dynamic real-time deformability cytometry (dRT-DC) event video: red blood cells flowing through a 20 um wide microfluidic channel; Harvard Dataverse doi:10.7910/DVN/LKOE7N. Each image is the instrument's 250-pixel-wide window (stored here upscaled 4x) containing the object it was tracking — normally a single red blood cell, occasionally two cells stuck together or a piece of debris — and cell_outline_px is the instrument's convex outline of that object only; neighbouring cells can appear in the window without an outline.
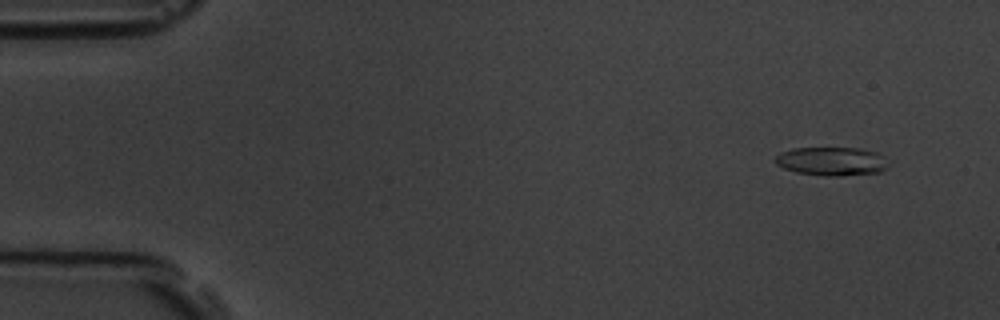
{"species": "common noctule bat (a hibernating species)", "species_latin": "Nyctalus noctula", "temperature_condition": "room temperature", "stored_images_in_passage": 9, "camera_frame_rate_fps": 3000, "um_per_image_px": 0.085, "animal": {"sex": "male", "body_mass_g": 19.5, "forearm_length_mm": 54.6}, "frame": {"image": 1, "passage_image": 1, "time_ms": 0.0, "image_size_px": [1000, 320], "cell_outline_px": [[888, 168], [880, 172], [840, 176], [824, 176], [796, 172], [784, 168], [776, 164], [772, 160], [780, 152], [792, 148], [860, 148], [876, 152], [884, 156], [888, 164]], "centroid_in_image_um": [70.68, 13.71], "position_along_channel_um": 14.3, "area_um2": 19.07}}
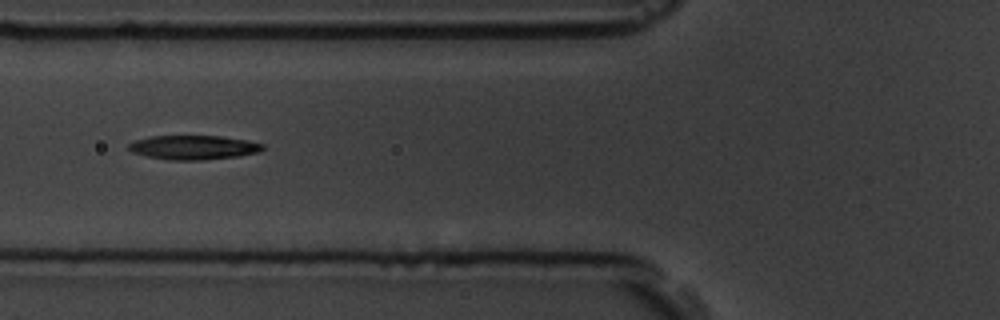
{"frame": {"image": 2, "passage_image": 6, "time_ms": 5.667, "image_size_px": [1000, 320], "cell_outline_px": [[264, 148], [260, 152], [240, 156], [204, 160], [168, 160], [148, 156], [132, 152], [128, 148], [128, 144], [136, 140], [152, 136], [220, 136], [248, 140], [264, 144]], "centroid_in_image_um": [16.49, 12.53], "position_along_channel_um": 109.3, "area_um2": 18.96}}
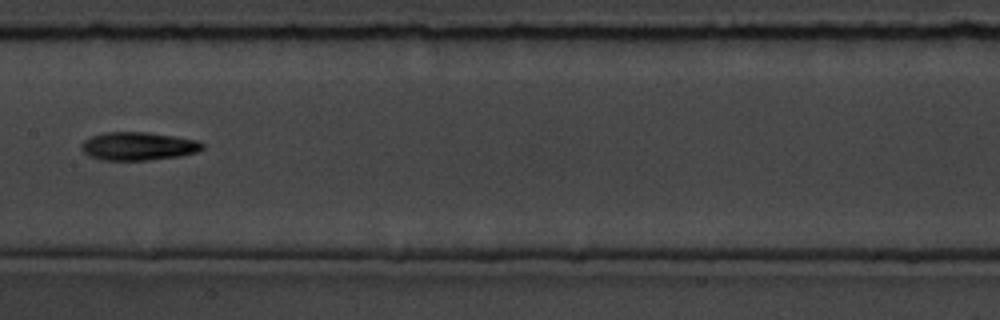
{"frame": {"image": 3, "passage_image": 8, "time_ms": 8.0, "image_size_px": [1000, 320], "cell_outline_px": [[204, 148], [196, 152], [180, 156], [148, 160], [104, 160], [88, 156], [80, 148], [80, 144], [84, 140], [92, 136], [104, 132], [148, 132], [196, 140], [204, 144]], "centroid_in_image_um": [11.72, 12.42], "position_along_channel_um": 195.7, "area_um2": 19.88}}